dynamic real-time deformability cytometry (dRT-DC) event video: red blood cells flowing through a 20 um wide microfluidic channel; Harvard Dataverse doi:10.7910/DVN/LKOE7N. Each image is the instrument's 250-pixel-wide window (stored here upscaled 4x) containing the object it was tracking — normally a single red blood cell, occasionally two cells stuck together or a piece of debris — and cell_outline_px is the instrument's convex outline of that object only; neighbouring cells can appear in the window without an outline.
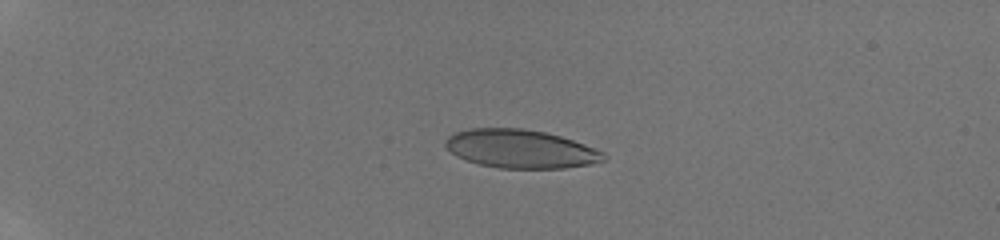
{"species": "human", "species_latin": "Homo sapiens", "temperature_condition": "room temperature", "stored_images_in_passage": 39, "camera_frame_rate_fps": 3000, "um_per_image_px": 0.085, "donor": {"sex": "male"}, "frame": {"image": 1, "passage_image": 1, "time_ms": 0.0, "image_size_px": [1000, 240], "cell_outline_px": [[608, 160], [592, 164], [564, 168], [500, 168], [480, 164], [464, 160], [456, 156], [444, 144], [444, 140], [448, 136], [456, 132], [472, 128], [524, 128], [544, 132], [560, 136], [584, 144], [604, 152], [608, 156]], "centroid_in_image_um": [44.27, 12.66], "position_along_channel_um": 40.7, "area_um2": 35.6}}
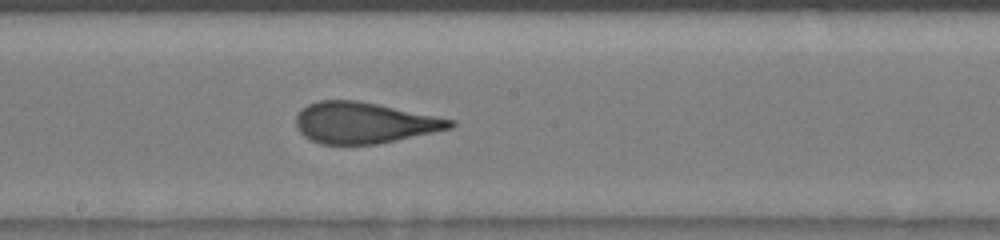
{"frame": {"image": 2, "passage_image": 19, "time_ms": 6.0, "image_size_px": [1000, 240], "cell_outline_px": [[456, 124], [452, 128], [376, 144], [320, 144], [304, 136], [296, 128], [296, 116], [300, 108], [308, 104], [320, 100], [356, 100], [456, 120]], "centroid_in_image_um": [30.91, 10.43], "position_along_channel_um": 217.3, "area_um2": 36.7}}
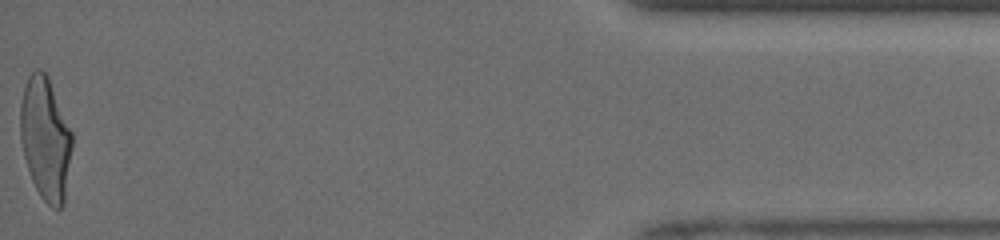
{"frame": {"image": 3, "passage_image": 39, "time_ms": 12.667, "image_size_px": [1000, 240], "cell_outline_px": [[72, 148], [64, 204], [60, 208], [52, 208], [40, 196], [32, 180], [24, 156], [20, 140], [20, 104], [24, 88], [28, 76], [36, 68], [40, 68], [48, 76], [72, 132]], "centroid_in_image_um": [3.86, 11.78], "position_along_channel_um": 431.3, "area_um2": 37.05}, "authors_computed_cell_mechanics": {"area_um2": 36.9342, "velocity_mm_per_s": 4.22, "shape_relaxation_time_tau1_ms": 4.6581, "shape_relaxation_time_tau2_ms": 0.8386, "deformation_change_tau1": 0.2184, "deformation_change_tau2": 0.0991}}